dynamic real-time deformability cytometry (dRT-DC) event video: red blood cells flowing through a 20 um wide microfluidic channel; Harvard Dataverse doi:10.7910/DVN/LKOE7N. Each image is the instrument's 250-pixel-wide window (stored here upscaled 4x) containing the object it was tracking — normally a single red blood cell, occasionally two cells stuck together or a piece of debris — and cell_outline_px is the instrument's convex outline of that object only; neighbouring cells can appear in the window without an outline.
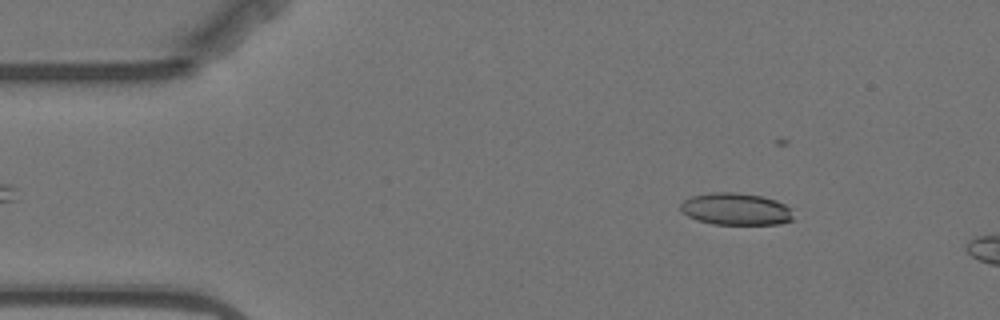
{"species": "Egyptian fruit bat (a non-hibernating species)", "species_latin": "Rousettus aegyptiacus", "temperature_condition": "warm", "stored_images_in_passage": 4, "camera_frame_rate_fps": 3000, "um_per_image_px": 0.085, "animal": {"sex": "female"}, "frame": {"image": 1, "passage_image": 1, "time_ms": 0.0, "image_size_px": [1000, 320], "cell_outline_px": [[792, 220], [780, 224], [712, 224], [696, 220], [680, 212], [680, 204], [684, 200], [692, 196], [712, 192], [736, 192], [760, 196], [776, 200], [792, 208]], "centroid_in_image_um": [62.53, 17.77], "position_along_channel_um": 22.5, "area_um2": 21.21}}